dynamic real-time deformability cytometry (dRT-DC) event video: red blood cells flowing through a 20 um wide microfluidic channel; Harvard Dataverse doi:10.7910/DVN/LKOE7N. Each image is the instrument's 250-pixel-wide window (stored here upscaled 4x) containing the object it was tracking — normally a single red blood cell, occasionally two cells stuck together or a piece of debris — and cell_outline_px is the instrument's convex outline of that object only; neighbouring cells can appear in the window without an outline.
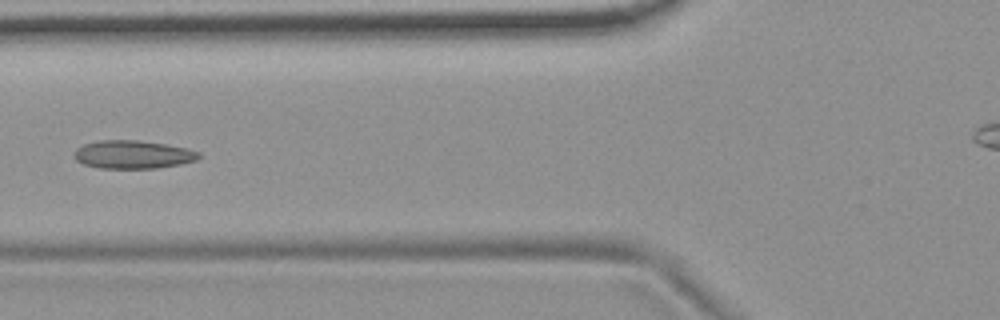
{"species": "common noctule bat (a hibernating species)", "species_latin": "Nyctalus noctula", "temperature_condition": "room temperature", "stored_images_in_passage": 6, "camera_frame_rate_fps": 3000, "um_per_image_px": 0.085, "animal": {"sex": "female", "body_mass_g": 19.9}, "frame": {"image": 1, "passage_image": 6, "time_ms": 1.667, "image_size_px": [1000, 320], "cell_outline_px": [[200, 156], [196, 160], [180, 164], [156, 168], [100, 168], [84, 164], [76, 160], [72, 156], [76, 148], [84, 144], [96, 140], [136, 140], [164, 144], [184, 148], [200, 152]], "centroid_in_image_um": [11.24, 13.13], "position_along_channel_um": 114.6, "area_um2": 20.4}}